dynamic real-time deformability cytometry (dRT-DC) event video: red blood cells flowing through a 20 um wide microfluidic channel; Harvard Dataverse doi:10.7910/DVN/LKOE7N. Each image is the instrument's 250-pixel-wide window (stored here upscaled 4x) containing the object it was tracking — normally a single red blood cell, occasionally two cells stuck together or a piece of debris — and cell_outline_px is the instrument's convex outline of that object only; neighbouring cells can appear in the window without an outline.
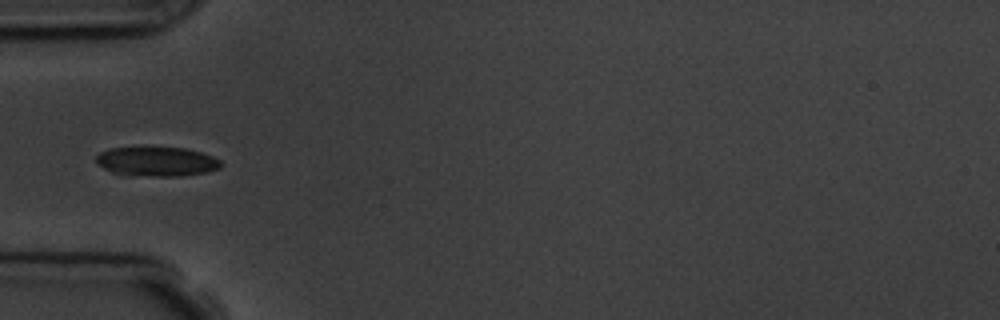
{"species": "common noctule bat (a hibernating species)", "species_latin": "Nyctalus noctula", "temperature_condition": "room temperature", "stored_images_in_passage": 5, "camera_frame_rate_fps": 3000, "um_per_image_px": 0.085, "animal": {"sex": "male", "body_mass_g": 19.5, "forearm_length_mm": 54.6}, "frame": {"image": 1, "passage_image": 5, "time_ms": 4.333, "image_size_px": [1000, 320], "cell_outline_px": [[224, 164], [220, 168], [208, 172], [180, 176], [120, 176], [104, 168], [96, 160], [96, 156], [100, 152], [108, 148], [184, 148], [200, 152], [212, 156], [220, 160]], "centroid_in_image_um": [13.33, 13.75], "position_along_channel_um": 71.7, "area_um2": 21.5}}